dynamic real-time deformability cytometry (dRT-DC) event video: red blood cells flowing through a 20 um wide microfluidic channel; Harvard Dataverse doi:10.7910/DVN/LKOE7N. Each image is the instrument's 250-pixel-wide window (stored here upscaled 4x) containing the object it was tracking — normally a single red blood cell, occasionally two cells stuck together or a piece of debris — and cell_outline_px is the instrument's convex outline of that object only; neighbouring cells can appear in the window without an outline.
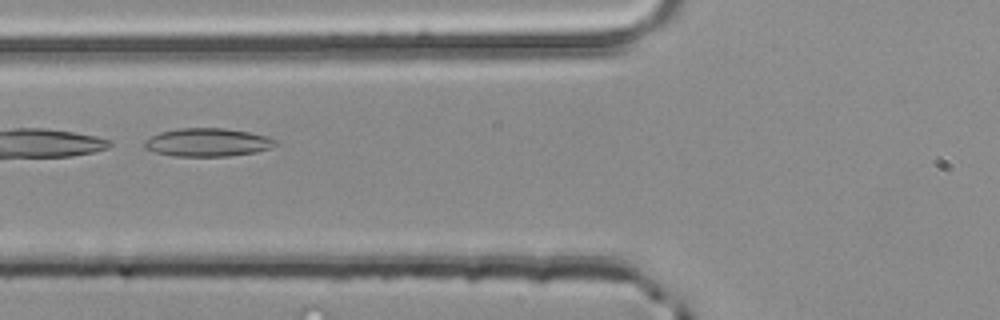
{"species": "common noctule bat (a hibernating species)", "species_latin": "Nyctalus noctula", "temperature_condition": "room temperature", "stored_images_in_passage": 45, "camera_frame_rate_fps": 3000, "um_per_image_px": 0.085, "animal": {"sex": "male", "body_mass_g": 20.4}, "frame": {"image": 1, "passage_image": 15, "time_ms": 4.667, "image_size_px": [1000, 320], "cell_outline_px": [[276, 144], [272, 148], [256, 152], [228, 156], [172, 156], [156, 152], [144, 148], [144, 140], [160, 132], [176, 128], [224, 128], [248, 132], [268, 136], [276, 140]], "centroid_in_image_um": [17.64, 12.1], "position_along_channel_um": 108.2, "area_um2": 21.62}}
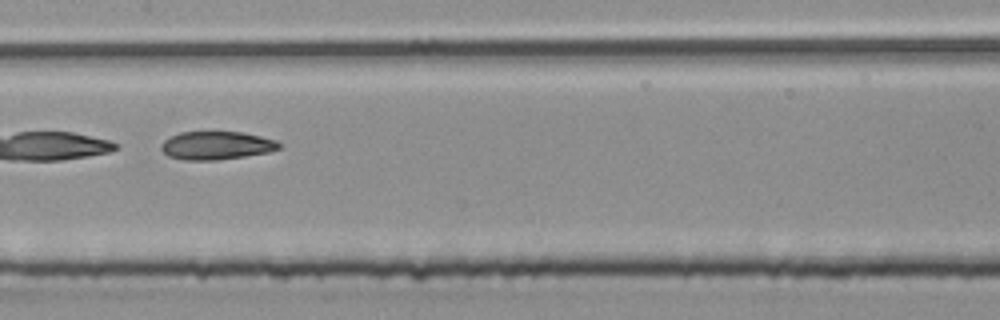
{"frame": {"image": 2, "passage_image": 21, "time_ms": 6.667, "image_size_px": [1000, 320], "cell_outline_px": [[280, 148], [268, 152], [244, 156], [216, 160], [184, 160], [168, 156], [160, 148], [160, 144], [164, 140], [180, 132], [244, 132], [276, 140], [280, 144]], "centroid_in_image_um": [18.38, 12.36], "position_along_channel_um": 189.0, "area_um2": 19.31}}
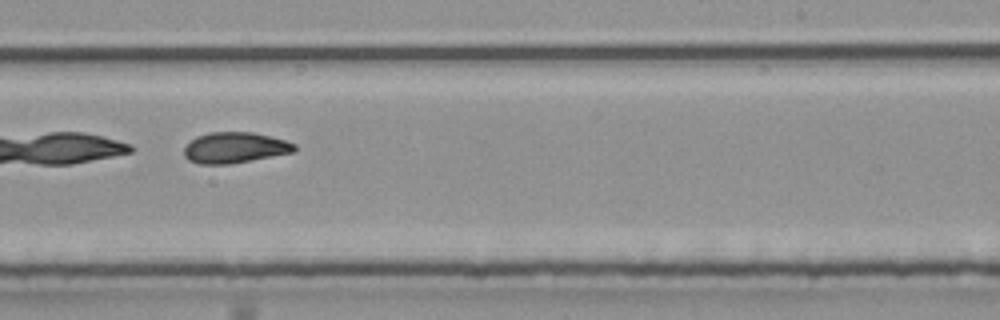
{"frame": {"image": 3, "passage_image": 27, "time_ms": 8.667, "image_size_px": [1000, 320], "cell_outline_px": [[296, 152], [228, 164], [196, 164], [188, 160], [184, 156], [184, 148], [196, 136], [208, 132], [252, 132], [284, 140], [296, 144]], "centroid_in_image_um": [19.94, 12.55], "position_along_channel_um": 269.1, "area_um2": 19.83}, "authors_computed_cell_mechanics": {"area_um2": 23.987, "velocity_mm_per_s": 4.0146, "shape_relaxation_time_tau1_ms": 0.3652, "shape_relaxation_time_tau2_ms": 3.7165, "deformation_change_tau1": 0.2824, "deformation_change_tau2": 0.1033}}